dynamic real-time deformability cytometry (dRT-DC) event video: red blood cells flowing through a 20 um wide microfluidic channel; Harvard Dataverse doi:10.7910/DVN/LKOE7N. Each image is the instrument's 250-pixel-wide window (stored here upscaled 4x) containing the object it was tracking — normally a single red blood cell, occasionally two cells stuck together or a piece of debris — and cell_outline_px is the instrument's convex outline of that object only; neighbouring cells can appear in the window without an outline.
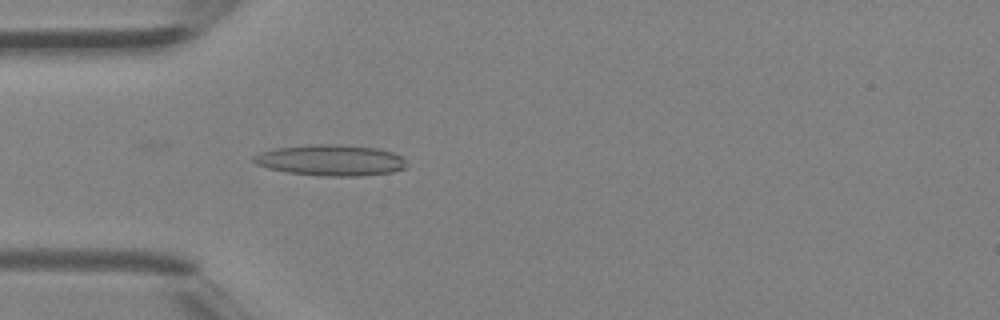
{"species": "Egyptian fruit bat (a non-hibernating species)", "species_latin": "Rousettus aegyptiacus", "temperature_condition": "room temperature", "stored_images_in_passage": 22, "camera_frame_rate_fps": 3000, "um_per_image_px": 0.085, "animal": {"sex": "female"}, "frame": {"image": 1, "passage_image": 2, "time_ms": 0.333, "image_size_px": [1000, 320], "cell_outline_px": [[408, 164], [404, 168], [392, 172], [356, 176], [324, 176], [288, 172], [268, 168], [256, 164], [252, 160], [252, 156], [260, 152], [276, 148], [316, 144], [336, 144], [376, 148], [392, 152], [400, 156]], "centroid_in_image_um": [28.09, 13.62], "position_along_channel_um": 56.9, "area_um2": 27.46}}
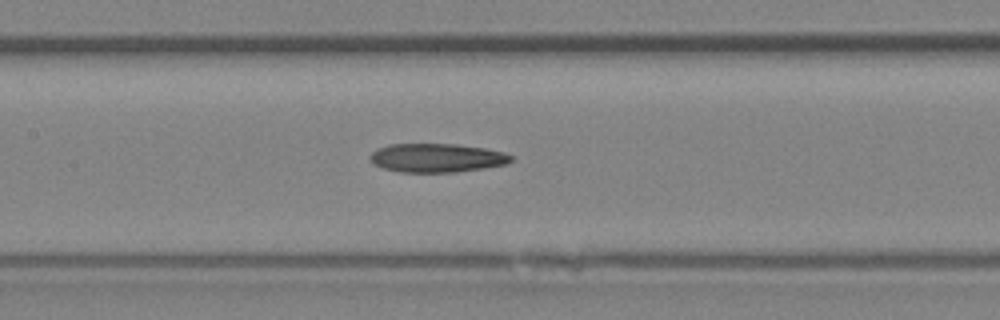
{"frame": {"image": 2, "passage_image": 9, "time_ms": 2.667, "image_size_px": [1000, 320], "cell_outline_px": [[512, 160], [508, 164], [484, 168], [456, 172], [400, 172], [384, 168], [376, 164], [368, 156], [376, 148], [388, 144], [456, 144], [484, 148], [504, 152], [512, 156]], "centroid_in_image_um": [37.14, 13.41], "position_along_channel_um": 170.3, "area_um2": 23.64}}
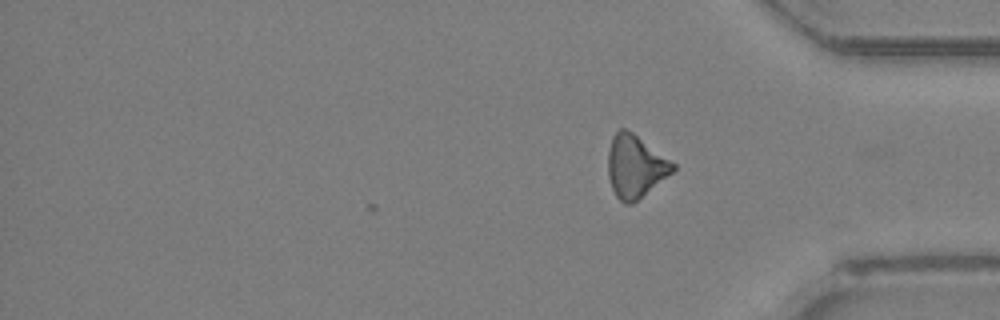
{"frame": {"image": 3, "passage_image": 22, "time_ms": 7.0, "image_size_px": [1000, 320], "cell_outline_px": [[676, 168], [672, 172], [632, 204], [624, 204], [616, 196], [612, 188], [608, 176], [608, 148], [612, 136], [620, 128], [624, 128], [632, 132], [676, 164]], "centroid_in_image_um": [53.97, 14.13], "position_along_channel_um": 381.2, "area_um2": 23.41}}